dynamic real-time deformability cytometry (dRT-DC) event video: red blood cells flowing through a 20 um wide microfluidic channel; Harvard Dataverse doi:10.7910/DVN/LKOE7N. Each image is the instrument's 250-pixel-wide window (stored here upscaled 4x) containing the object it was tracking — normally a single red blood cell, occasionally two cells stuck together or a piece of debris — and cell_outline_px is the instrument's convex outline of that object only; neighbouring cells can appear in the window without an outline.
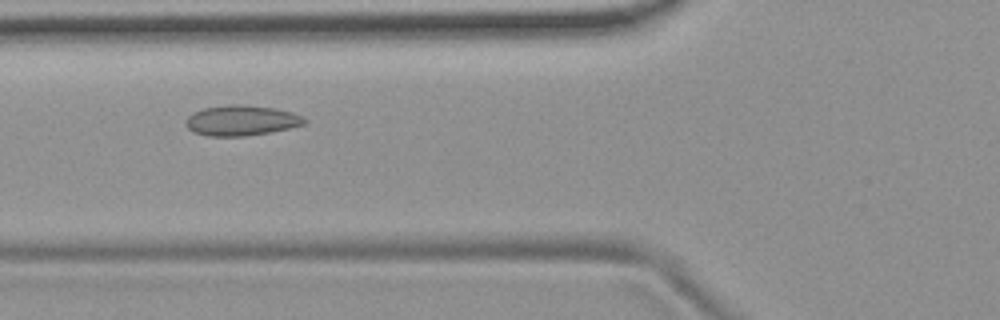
{"species": "common noctule bat (a hibernating species)", "species_latin": "Nyctalus noctula", "temperature_condition": "room temperature", "stored_images_in_passage": 35, "camera_frame_rate_fps": 3000, "um_per_image_px": 0.085, "animal": {"sex": "female", "body_mass_g": 19.9}, "frame": {"image": 1, "passage_image": 6, "time_ms": 1.667, "image_size_px": [1000, 320], "cell_outline_px": [[308, 120], [304, 124], [288, 128], [268, 132], [244, 136], [208, 136], [192, 132], [184, 124], [184, 120], [192, 112], [204, 108], [232, 104], [244, 104], [276, 108], [292, 112]], "centroid_in_image_um": [20.46, 10.23], "position_along_channel_um": 105.3, "area_um2": 21.04}}
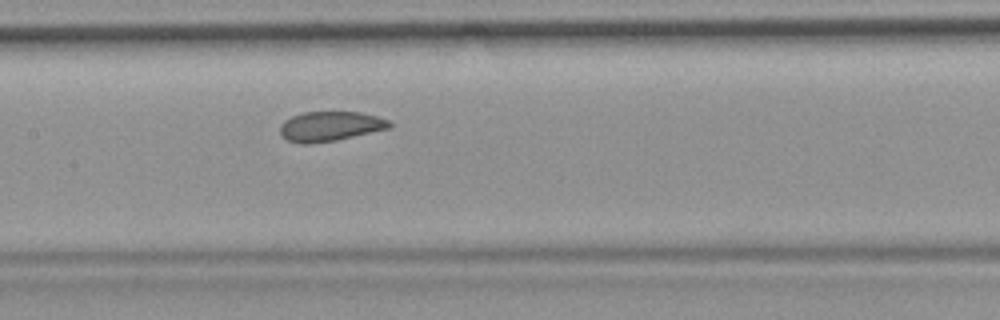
{"frame": {"image": 2, "passage_image": 12, "time_ms": 3.667, "image_size_px": [1000, 320], "cell_outline_px": [[392, 128], [336, 140], [308, 144], [304, 144], [288, 140], [280, 132], [280, 124], [284, 120], [292, 116], [304, 112], [360, 112], [376, 116], [388, 120], [392, 124]], "centroid_in_image_um": [28.08, 10.73], "position_along_channel_um": 179.3, "area_um2": 18.9}}
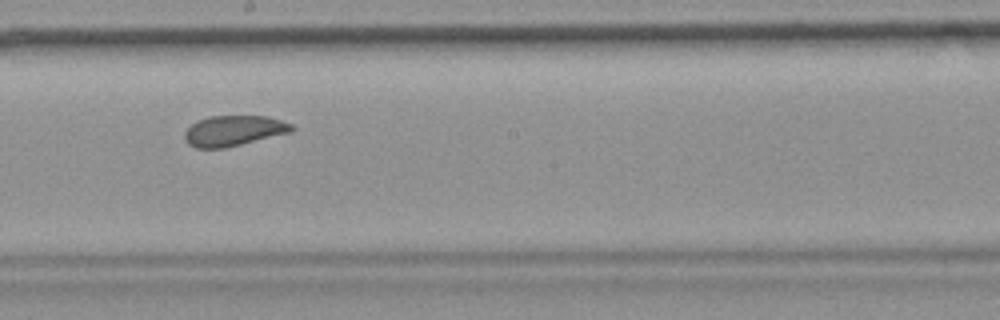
{"frame": {"image": 3, "passage_image": 16, "time_ms": 5.0, "image_size_px": [1000, 320], "cell_outline_px": [[296, 128], [288, 132], [224, 148], [196, 148], [188, 144], [184, 140], [184, 132], [196, 120], [208, 116], [268, 116], [292, 124]], "centroid_in_image_um": [19.8, 11.1], "position_along_channel_um": 228.4, "area_um2": 18.84}, "authors_computed_cell_mechanics": {"area_um2": 19.5942, "velocity_mm_per_s": 3.6993, "shape_relaxation_time_tau1_ms": 10.0503, "shape_relaxation_time_tau2_ms": 1.8615, "deformation_change_tau1": 0.1298, "deformation_change_tau2": 0.059}}